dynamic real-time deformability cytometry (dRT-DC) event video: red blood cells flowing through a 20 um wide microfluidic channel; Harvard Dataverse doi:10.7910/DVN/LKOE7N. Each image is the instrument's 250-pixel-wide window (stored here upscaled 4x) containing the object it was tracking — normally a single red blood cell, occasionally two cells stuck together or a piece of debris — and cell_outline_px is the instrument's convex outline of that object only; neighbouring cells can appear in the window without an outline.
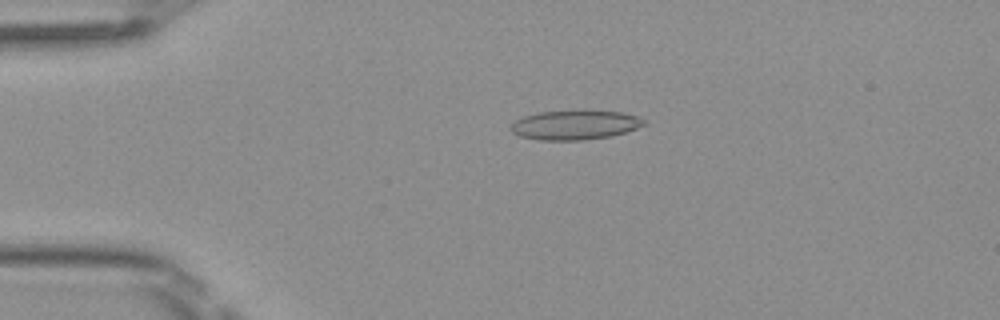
{"species": "Egyptian fruit bat (a non-hibernating species)", "species_latin": "Rousettus aegyptiacus", "temperature_condition": "room temperature", "stored_images_in_passage": 40, "camera_frame_rate_fps": 3000, "um_per_image_px": 0.085, "frame": {"image": 1, "passage_image": 2, "time_ms": 0.333, "image_size_px": [1000, 320], "cell_outline_px": [[648, 124], [612, 136], [584, 140], [540, 140], [520, 136], [512, 132], [508, 128], [516, 120], [524, 116], [540, 112], [620, 112], [636, 116], [648, 120]], "centroid_in_image_um": [48.88, 10.65], "position_along_channel_um": 36.1, "area_um2": 22.37}}
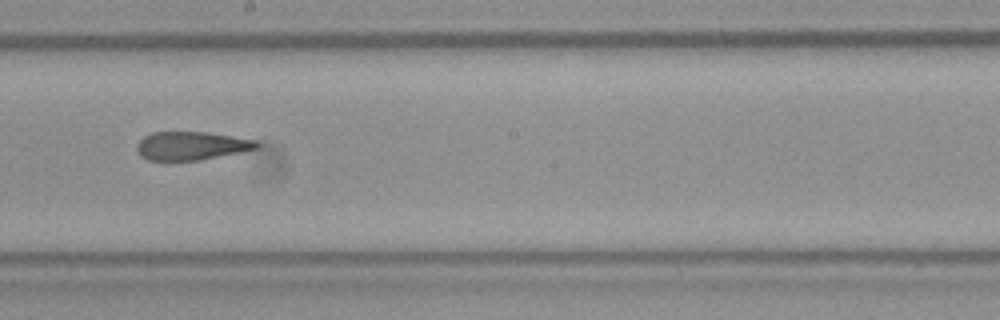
{"frame": {"image": 2, "passage_image": 19, "time_ms": 6.0, "image_size_px": [1000, 320], "cell_outline_px": [[260, 148], [200, 160], [148, 160], [140, 156], [136, 148], [136, 144], [144, 136], [152, 132], [208, 132], [256, 140], [260, 144]], "centroid_in_image_um": [16.27, 12.39], "position_along_channel_um": 231.9, "area_um2": 19.88}}
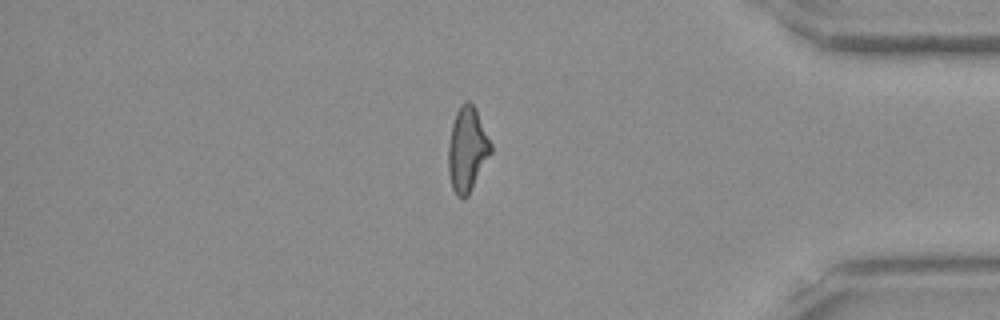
{"frame": {"image": 3, "passage_image": 33, "time_ms": 10.667, "image_size_px": [1000, 320], "cell_outline_px": [[492, 152], [468, 196], [456, 196], [452, 188], [448, 172], [448, 144], [452, 124], [456, 112], [460, 104], [468, 100], [476, 108], [492, 144]], "centroid_in_image_um": [39.71, 12.68], "position_along_channel_um": 395.5, "area_um2": 21.04}, "authors_computed_cell_mechanics": {"area_um2": 21.0103, "velocity_mm_per_s": 4.1186, "shape_relaxation_time_tau1_ms": null, "shape_relaxation_time_tau2_ms": 2.8979, "deformation_change_tau1": null, "deformation_change_tau2": 0.1203}}